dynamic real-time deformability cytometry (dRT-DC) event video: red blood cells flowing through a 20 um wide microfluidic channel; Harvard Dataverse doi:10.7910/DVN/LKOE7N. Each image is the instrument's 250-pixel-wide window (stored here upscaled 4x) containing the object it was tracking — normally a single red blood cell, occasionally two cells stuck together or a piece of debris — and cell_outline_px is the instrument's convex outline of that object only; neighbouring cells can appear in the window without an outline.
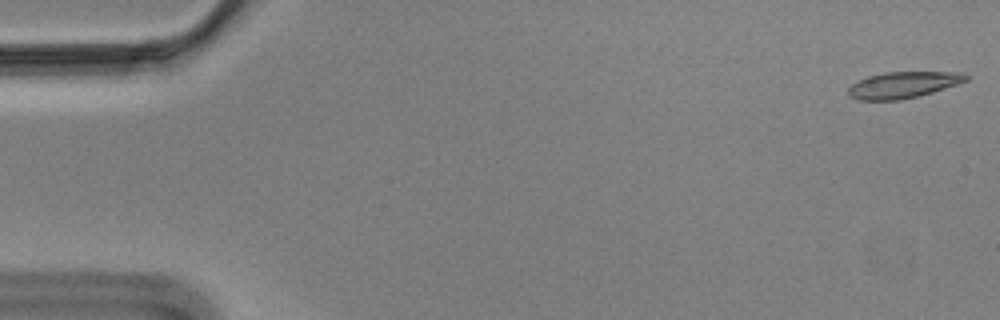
{"species": "Egyptian fruit bat (a non-hibernating species)", "species_latin": "Rousettus aegyptiacus", "temperature_condition": "cold", "stored_images_in_passage": 56, "camera_frame_rate_fps": 3000, "um_per_image_px": 0.085, "animal": {"sex": "male"}, "frame": {"image": 1, "passage_image": 1, "time_ms": 0.0, "image_size_px": [1000, 320], "cell_outline_px": [[968, 80], [920, 96], [900, 100], [860, 100], [848, 96], [848, 88], [852, 84], [868, 76], [884, 72], [960, 72], [968, 76]], "centroid_in_image_um": [76.74, 7.22], "position_along_channel_um": 8.3, "area_um2": 17.98}}
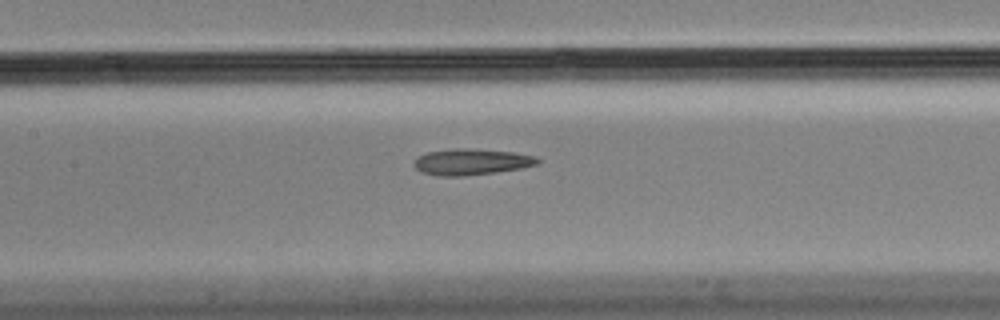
{"frame": {"image": 2, "passage_image": 26, "time_ms": 8.333, "image_size_px": [1000, 320], "cell_outline_px": [[540, 164], [520, 168], [496, 172], [464, 176], [440, 176], [420, 172], [412, 164], [420, 156], [428, 152], [456, 148], [464, 148], [512, 152], [536, 156], [540, 160]], "centroid_in_image_um": [40.08, 13.76], "position_along_channel_um": 167.3, "area_um2": 18.73}}
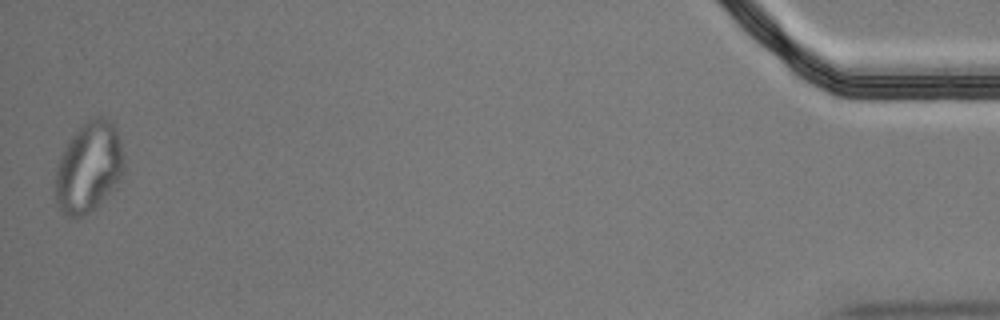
{"frame": {"image": 3, "passage_image": 56, "time_ms": 18.333, "image_size_px": [1000, 320], "cell_outline_px": [[124, 172], [116, 188], [92, 208], [80, 216], [64, 216], [56, 200], [56, 168], [60, 156], [72, 136], [80, 124], [96, 116], [104, 116], [116, 128], [120, 140], [124, 160]], "centroid_in_image_um": [7.57, 14.18], "position_along_channel_um": 427.6, "area_um2": 35.89}, "authors_computed_cell_mechanics": {"area_um2": 18.8428, "velocity_mm_per_s": 3.5236, "shape_relaxation_time_tau1_ms": null, "shape_relaxation_time_tau2_ms": 3.8877, "deformation_change_tau1": null, "deformation_change_tau2": 0.0991}}